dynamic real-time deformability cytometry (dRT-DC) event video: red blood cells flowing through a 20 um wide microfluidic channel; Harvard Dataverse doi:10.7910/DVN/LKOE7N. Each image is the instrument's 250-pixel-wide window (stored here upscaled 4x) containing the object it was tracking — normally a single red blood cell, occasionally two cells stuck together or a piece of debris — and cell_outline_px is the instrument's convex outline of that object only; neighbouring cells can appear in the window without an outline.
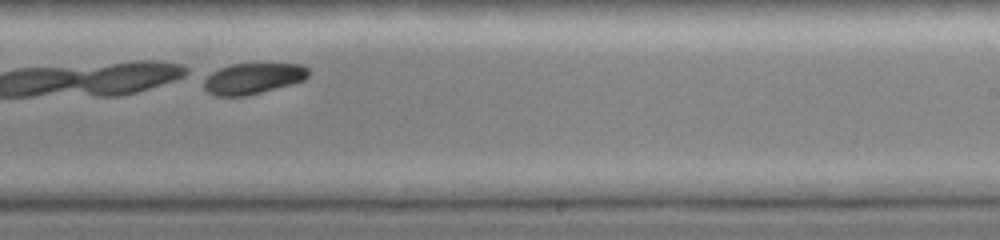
{"species": "common noctule bat (a hibernating species)", "species_latin": "Nyctalus noctula", "temperature_condition": "cold", "stored_images_in_passage": 30, "camera_frame_rate_fps": 3000, "um_per_image_px": 0.085, "animal": {"sex": "female", "body_mass_g": 19.0, "forearm_length_mm": 51.5}, "frame": {"image": 1, "passage_image": 20, "time_ms": 6.333, "image_size_px": [1000, 240], "cell_outline_px": [[308, 76], [304, 80], [292, 84], [248, 96], [216, 96], [208, 92], [204, 88], [204, 76], [220, 68], [232, 64], [304, 64], [308, 68]], "centroid_in_image_um": [21.49, 6.68], "position_along_channel_um": 267.5, "area_um2": 18.96}}
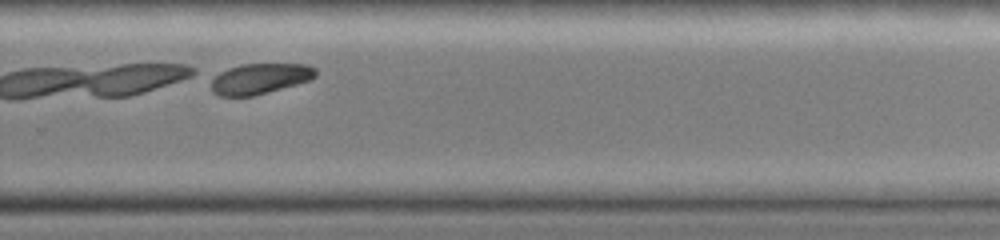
{"frame": {"image": 2, "passage_image": 23, "time_ms": 7.333, "image_size_px": [1000, 240], "cell_outline_px": [[316, 76], [308, 80], [296, 84], [268, 92], [252, 96], [220, 96], [212, 92], [212, 76], [228, 68], [240, 64], [308, 64], [316, 68]], "centroid_in_image_um": [22.07, 6.68], "position_along_channel_um": 307.7, "area_um2": 18.61}}
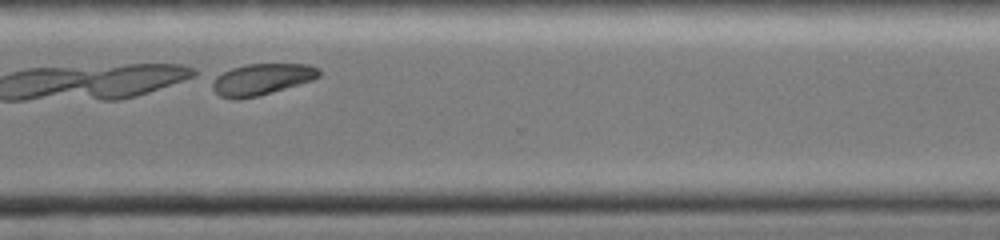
{"frame": {"image": 3, "passage_image": 26, "time_ms": 8.333, "image_size_px": [1000, 240], "cell_outline_px": [[320, 76], [312, 80], [272, 92], [256, 96], [220, 96], [212, 88], [212, 80], [216, 76], [232, 68], [248, 64], [308, 64], [320, 68]], "centroid_in_image_um": [22.3, 6.69], "position_along_channel_um": 348.3, "area_um2": 18.84}}